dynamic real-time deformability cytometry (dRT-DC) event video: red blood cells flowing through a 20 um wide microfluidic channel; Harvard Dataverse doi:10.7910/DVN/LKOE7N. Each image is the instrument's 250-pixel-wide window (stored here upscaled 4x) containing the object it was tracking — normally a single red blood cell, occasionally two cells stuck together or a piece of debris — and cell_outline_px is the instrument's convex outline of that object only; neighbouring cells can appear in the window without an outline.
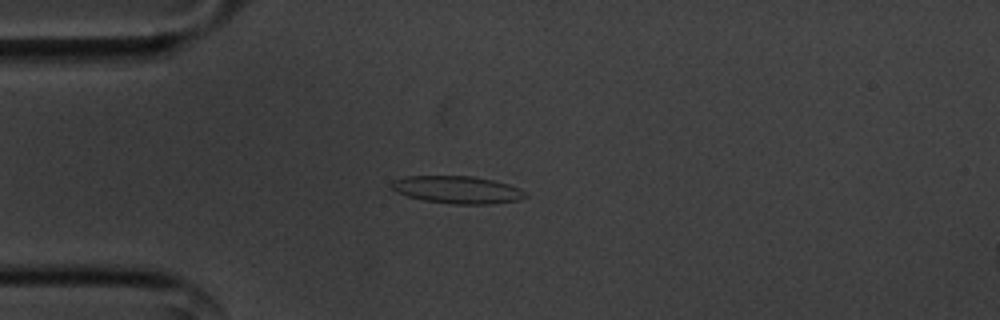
{"species": "common noctule bat (a hibernating species)", "species_latin": "Nyctalus noctula", "temperature_condition": "cold", "stored_images_in_passage": 48, "camera_frame_rate_fps": 3000, "um_per_image_px": 0.085, "animal": {"sex": "male", "body_mass_g": 20.1, "forearm_length_mm": 53.5}, "frame": {"image": 1, "passage_image": 7, "time_ms": 2.0, "image_size_px": [1000, 320], "cell_outline_px": [[528, 196], [520, 200], [488, 204], [456, 204], [424, 200], [408, 196], [396, 192], [392, 188], [392, 180], [404, 176], [472, 176], [492, 180], [508, 184], [520, 188], [528, 192]], "centroid_in_image_um": [38.91, 16.12], "position_along_channel_um": 46.1, "area_um2": 21.44}}
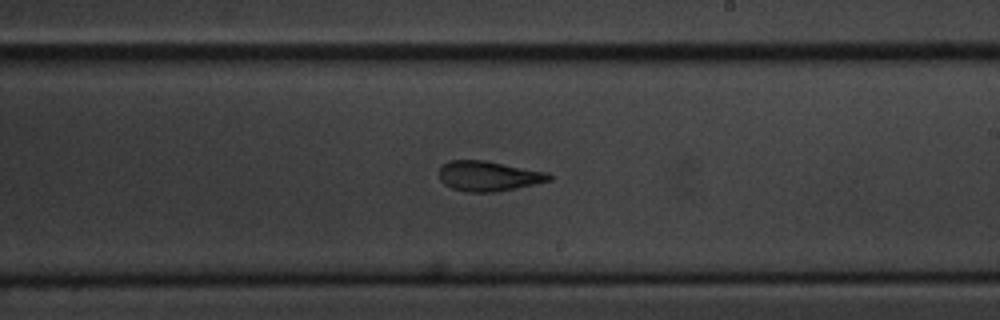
{"frame": {"image": 2, "passage_image": 25, "time_ms": 8.0, "image_size_px": [1000, 320], "cell_outline_px": [[552, 180], [516, 188], [492, 192], [464, 192], [452, 188], [444, 184], [440, 180], [440, 168], [444, 164], [452, 160], [484, 160], [548, 172], [552, 176]], "centroid_in_image_um": [41.53, 14.97], "position_along_channel_um": 247.5, "area_um2": 19.19}}
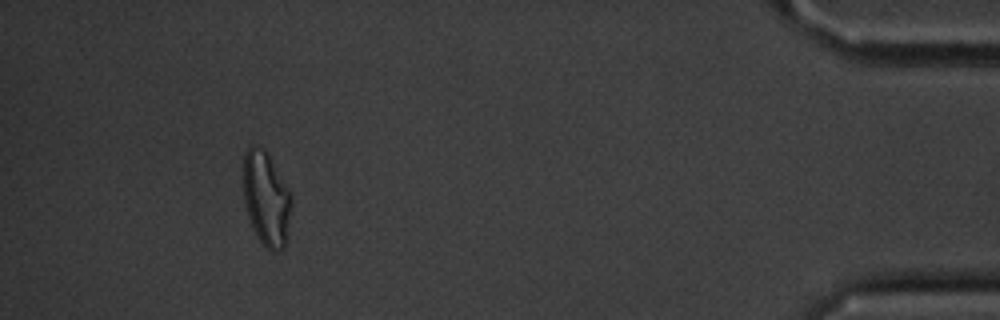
{"frame": {"image": 3, "passage_image": 44, "time_ms": 14.333, "image_size_px": [1000, 320], "cell_outline_px": [[292, 204], [288, 240], [284, 248], [276, 252], [272, 252], [256, 236], [252, 228], [244, 204], [244, 156], [248, 148], [252, 144], [256, 144], [264, 148], [268, 152], [292, 192]], "centroid_in_image_um": [22.68, 16.89], "position_along_channel_um": 412.5, "area_um2": 27.22}, "authors_computed_cell_mechanics": {"area_um2": 20.2878, "velocity_mm_per_s": 3.591, "shape_relaxation_time_tau1_ms": 3.7497, "shape_relaxation_time_tau2_ms": 2.0291, "deformation_change_tau1": 0.1362, "deformation_change_tau2": 0.0986}}